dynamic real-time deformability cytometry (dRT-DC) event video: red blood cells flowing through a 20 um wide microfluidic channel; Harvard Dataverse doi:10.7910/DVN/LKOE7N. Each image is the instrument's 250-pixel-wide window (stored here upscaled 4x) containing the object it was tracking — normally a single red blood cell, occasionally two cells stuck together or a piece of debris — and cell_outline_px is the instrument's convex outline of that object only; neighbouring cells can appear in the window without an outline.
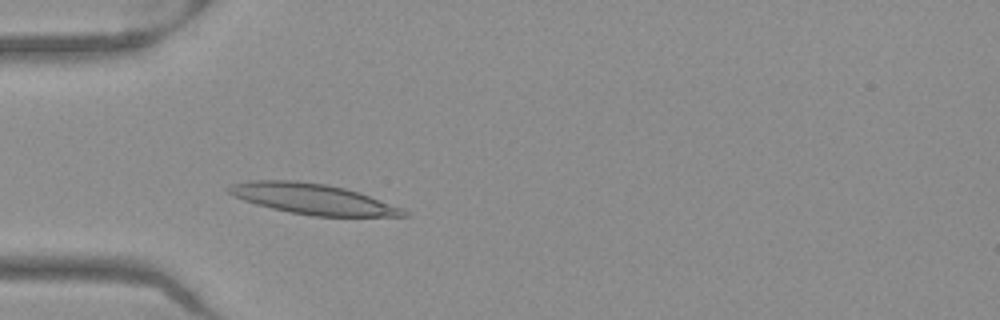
{"species": "Egyptian fruit bat (a non-hibernating species)", "species_latin": "Rousettus aegyptiacus", "temperature_condition": "warm", "stored_images_in_passage": 46, "camera_frame_rate_fps": 3000, "um_per_image_px": 0.085, "frame": {"image": 1, "passage_image": 10, "time_ms": 3.0, "image_size_px": [1000, 320], "cell_outline_px": [[412, 216], [312, 216], [272, 208], [256, 204], [232, 196], [228, 192], [228, 188], [232, 184], [252, 180], [296, 180], [328, 184], [344, 188], [368, 196], [400, 208], [408, 212]], "centroid_in_image_um": [26.53, 16.9], "position_along_channel_um": 58.5, "area_um2": 30.63}}
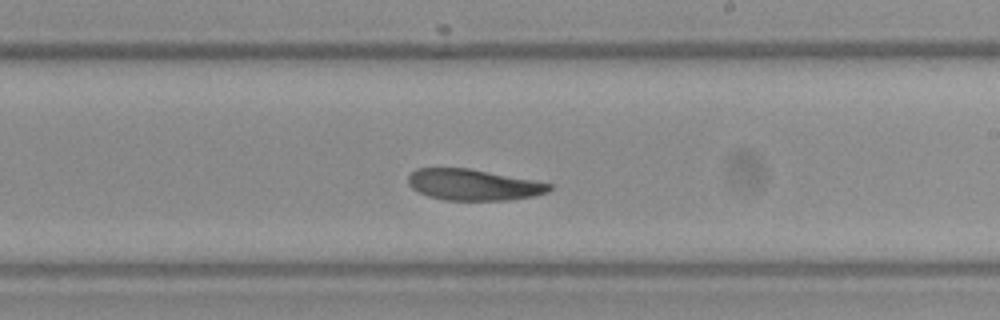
{"frame": {"image": 2, "passage_image": 25, "time_ms": 8.0, "image_size_px": [1000, 320], "cell_outline_px": [[552, 188], [548, 192], [532, 196], [508, 200], [444, 200], [428, 196], [412, 188], [408, 184], [408, 176], [416, 168], [468, 168], [532, 180], [552, 184]], "centroid_in_image_um": [40.21, 15.71], "position_along_channel_um": 248.8, "area_um2": 25.37}}
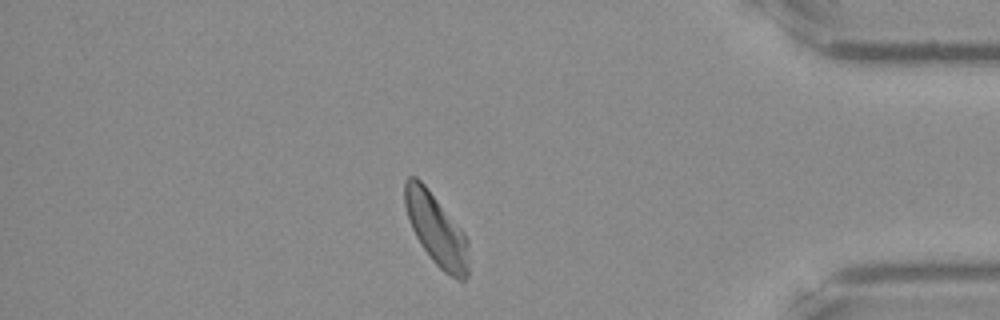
{"frame": {"image": 3, "passage_image": 39, "time_ms": 12.667, "image_size_px": [1000, 320], "cell_outline_px": [[468, 276], [464, 280], [456, 280], [444, 272], [432, 260], [420, 244], [412, 228], [404, 204], [404, 180], [408, 176], [416, 176], [424, 184], [464, 232], [468, 240]], "centroid_in_image_um": [37.08, 19.52], "position_along_channel_um": 398.1, "area_um2": 26.53}, "authors_computed_cell_mechanics": {"area_um2": 27.1949, "velocity_mm_per_s": 3.9092, "shape_relaxation_time_tau1_ms": null, "shape_relaxation_time_tau2_ms": 7.0271, "deformation_change_tau1": null, "deformation_change_tau2": 0.1404}}